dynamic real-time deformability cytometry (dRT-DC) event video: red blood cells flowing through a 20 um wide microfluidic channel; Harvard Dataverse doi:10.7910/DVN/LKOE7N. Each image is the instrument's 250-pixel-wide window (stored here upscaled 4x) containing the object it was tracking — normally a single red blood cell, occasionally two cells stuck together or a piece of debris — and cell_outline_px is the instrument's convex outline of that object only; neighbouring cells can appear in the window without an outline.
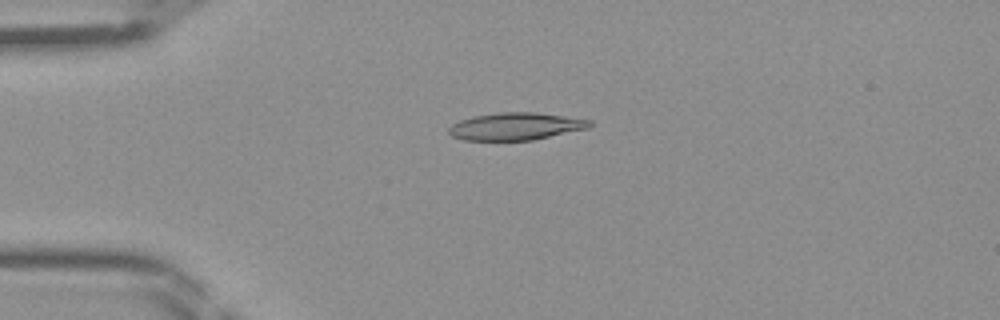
{"species": "Egyptian fruit bat (a non-hibernating species)", "species_latin": "Rousettus aegyptiacus", "temperature_condition": "room temperature", "stored_images_in_passage": 45, "camera_frame_rate_fps": 3000, "um_per_image_px": 0.085, "frame": {"image": 1, "passage_image": 11, "time_ms": 3.333, "image_size_px": [1000, 320], "cell_outline_px": [[592, 124], [588, 128], [532, 140], [464, 140], [452, 136], [448, 132], [448, 128], [452, 124], [460, 120], [472, 116], [500, 112], [536, 112], [592, 120]], "centroid_in_image_um": [43.82, 10.73], "position_along_channel_um": 41.2, "area_um2": 22.43}}
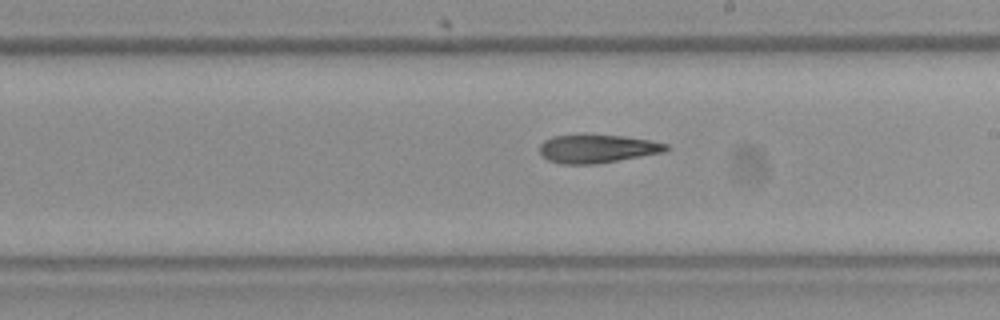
{"frame": {"image": 2, "passage_image": 26, "time_ms": 8.333, "image_size_px": [1000, 320], "cell_outline_px": [[668, 148], [664, 152], [596, 164], [560, 164], [548, 160], [540, 152], [540, 144], [544, 140], [552, 136], [584, 132], [624, 136], [648, 140], [668, 144]], "centroid_in_image_um": [50.71, 12.6], "position_along_channel_um": 238.3, "area_um2": 21.44}}
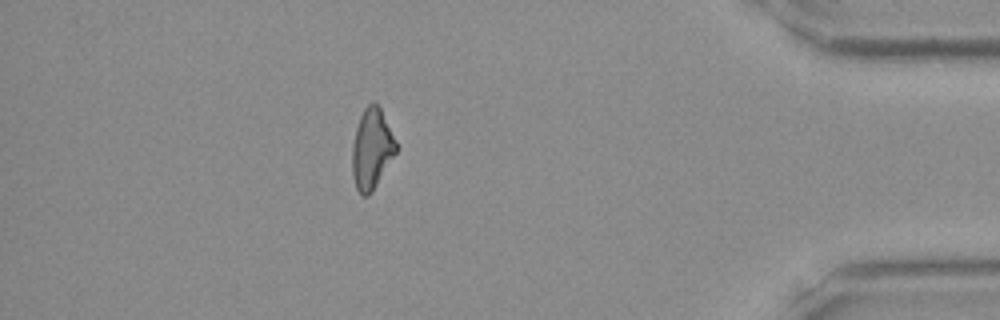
{"frame": {"image": 3, "passage_image": 40, "time_ms": 13.0, "image_size_px": [1000, 320], "cell_outline_px": [[400, 148], [372, 192], [368, 196], [360, 196], [356, 188], [352, 176], [352, 148], [356, 128], [360, 116], [364, 108], [368, 104], [376, 104], [380, 108]], "centroid_in_image_um": [31.61, 12.71], "position_along_channel_um": 403.6, "area_um2": 20.75}}